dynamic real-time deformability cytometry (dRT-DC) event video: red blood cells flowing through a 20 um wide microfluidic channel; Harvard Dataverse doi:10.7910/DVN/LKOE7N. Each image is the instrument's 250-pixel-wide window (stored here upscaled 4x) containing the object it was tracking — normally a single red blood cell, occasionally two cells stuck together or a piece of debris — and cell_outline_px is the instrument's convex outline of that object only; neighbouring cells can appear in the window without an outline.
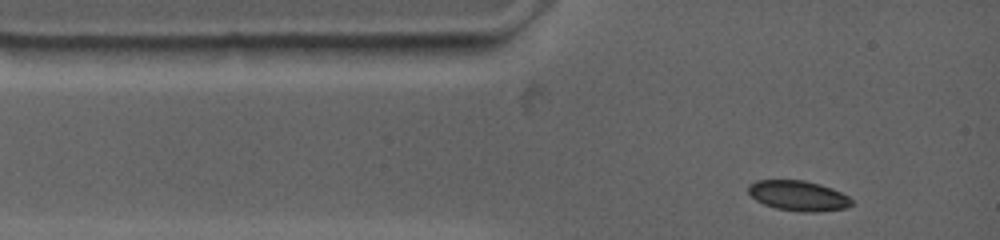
{"species": "common noctule bat (a hibernating species)", "species_latin": "Nyctalus noctula", "temperature_condition": "warm", "stored_images_in_passage": 6, "camera_frame_rate_fps": 4500, "um_per_image_px": 0.085, "animal": {"sex": "female", "body_mass_g": 19.0, "forearm_length_mm": 53.3}, "frame": {"image": 1, "passage_image": 1, "time_ms": 0.0, "image_size_px": [1000, 240], "cell_outline_px": [[856, 204], [848, 208], [816, 212], [800, 212], [776, 208], [764, 204], [756, 200], [748, 192], [748, 184], [756, 180], [804, 180], [832, 188], [848, 196]], "centroid_in_image_um": [67.88, 16.64], "position_along_channel_um": 17.1, "area_um2": 18.32}}
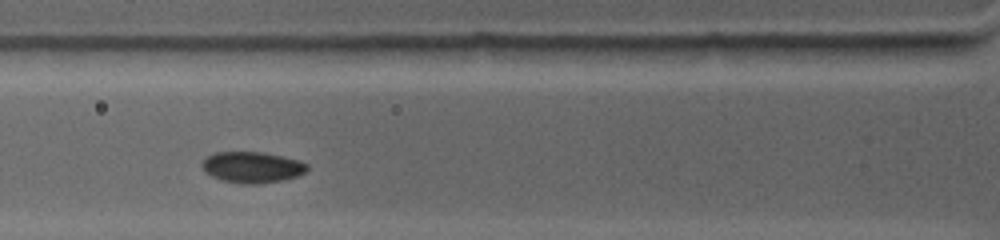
{"frame": {"image": 2, "passage_image": 5, "time_ms": 2.889, "image_size_px": [1000, 240], "cell_outline_px": [[308, 168], [304, 172], [296, 176], [284, 180], [260, 184], [248, 184], [224, 180], [212, 176], [204, 172], [200, 164], [208, 156], [216, 152], [260, 152], [300, 160], [308, 164]], "centroid_in_image_um": [21.43, 14.21], "position_along_channel_um": 104.4, "area_um2": 18.9}}
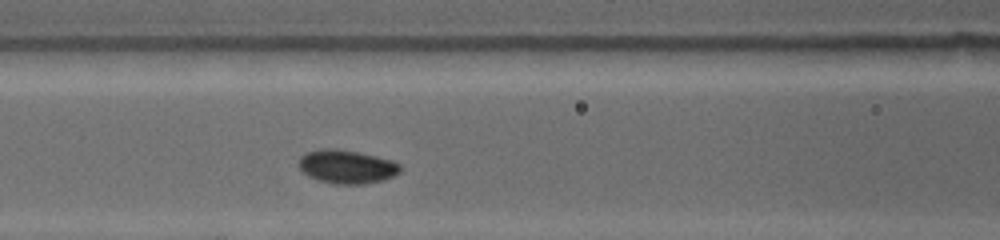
{"frame": {"image": 3, "passage_image": 6, "time_ms": 3.778, "image_size_px": [1000, 240], "cell_outline_px": [[400, 172], [384, 180], [364, 184], [332, 184], [308, 176], [300, 168], [300, 156], [304, 152], [320, 148], [336, 148], [356, 152], [392, 160], [400, 164]], "centroid_in_image_um": [29.46, 14.16], "position_along_channel_um": 137.1, "area_um2": 19.83}}